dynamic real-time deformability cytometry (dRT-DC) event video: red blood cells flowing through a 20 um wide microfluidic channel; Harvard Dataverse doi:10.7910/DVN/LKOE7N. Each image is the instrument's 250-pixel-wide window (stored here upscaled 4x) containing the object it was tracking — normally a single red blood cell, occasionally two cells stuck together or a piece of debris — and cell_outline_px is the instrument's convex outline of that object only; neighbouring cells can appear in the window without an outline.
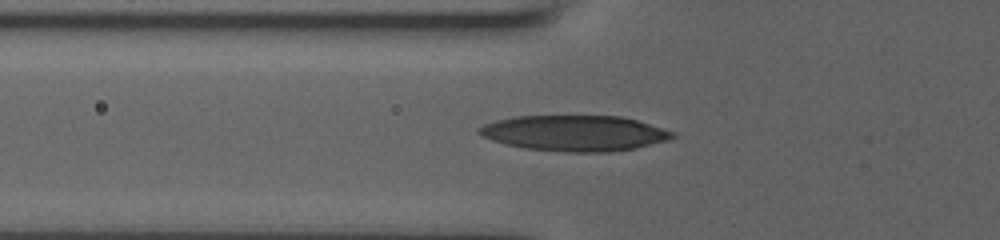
{"species": "human", "species_latin": "Homo sapiens", "temperature_condition": "room temperature", "stored_images_in_passage": 19, "camera_frame_rate_fps": 3000, "um_per_image_px": 0.085, "donor": {"sex": "male"}, "frame": {"image": 1, "passage_image": 6, "time_ms": 3.0, "image_size_px": [1000, 240], "cell_outline_px": [[676, 136], [668, 140], [636, 148], [608, 152], [564, 152], [524, 148], [504, 144], [492, 140], [476, 132], [476, 128], [484, 124], [496, 120], [512, 116], [620, 116], [636, 120], [676, 132]], "centroid_in_image_um": [48.82, 11.32], "position_along_channel_um": 77.0, "area_um2": 40.34}}
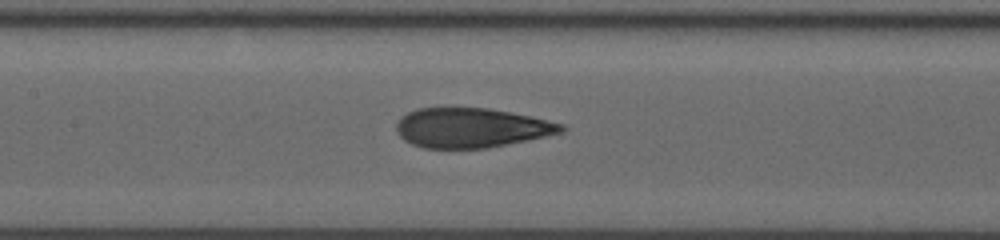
{"frame": {"image": 2, "passage_image": 11, "time_ms": 5.333, "image_size_px": [1000, 240], "cell_outline_px": [[568, 128], [560, 132], [544, 136], [488, 148], [424, 148], [412, 144], [404, 140], [396, 132], [396, 124], [400, 116], [416, 108], [488, 108], [528, 116], [564, 124]], "centroid_in_image_um": [40.0, 10.86], "position_along_channel_um": 167.4, "area_um2": 37.8}}
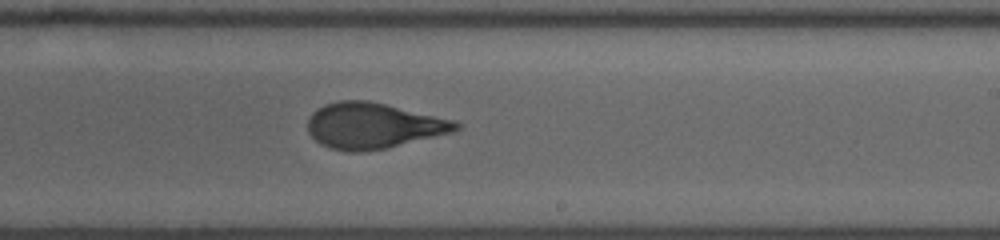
{"frame": {"image": 3, "passage_image": 19, "time_ms": 7.667, "image_size_px": [1000, 240], "cell_outline_px": [[460, 128], [452, 132], [388, 148], [360, 152], [348, 152], [332, 148], [320, 144], [308, 132], [308, 120], [312, 112], [316, 108], [324, 104], [340, 100], [368, 100], [456, 120], [460, 124]], "centroid_in_image_um": [31.72, 10.68], "position_along_channel_um": 257.3, "area_um2": 39.59}}